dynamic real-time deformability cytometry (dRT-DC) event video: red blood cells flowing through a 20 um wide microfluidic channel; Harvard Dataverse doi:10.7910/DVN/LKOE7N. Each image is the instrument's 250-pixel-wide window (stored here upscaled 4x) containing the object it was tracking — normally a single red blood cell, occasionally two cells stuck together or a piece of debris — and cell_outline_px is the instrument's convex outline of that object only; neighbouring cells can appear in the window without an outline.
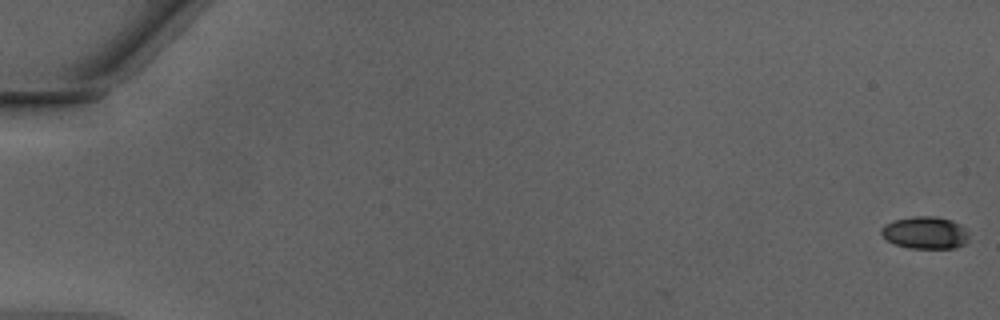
{"species": "Egyptian fruit bat (a non-hibernating species)", "species_latin": "Rousettus aegyptiacus", "temperature_condition": "warm", "stored_images_in_passage": 8, "camera_frame_rate_fps": 3000, "um_per_image_px": 0.085, "animal": {"sex": "male"}, "frame": {"image": 1, "passage_image": 1, "time_ms": 0.0, "image_size_px": [1000, 320], "cell_outline_px": [[968, 240], [964, 244], [956, 248], [908, 248], [896, 244], [888, 240], [880, 232], [880, 228], [884, 224], [892, 220], [912, 216], [936, 216], [952, 220], [960, 224], [968, 232]], "centroid_in_image_um": [78.64, 19.76], "position_along_channel_um": 6.4, "area_um2": 16.65}}